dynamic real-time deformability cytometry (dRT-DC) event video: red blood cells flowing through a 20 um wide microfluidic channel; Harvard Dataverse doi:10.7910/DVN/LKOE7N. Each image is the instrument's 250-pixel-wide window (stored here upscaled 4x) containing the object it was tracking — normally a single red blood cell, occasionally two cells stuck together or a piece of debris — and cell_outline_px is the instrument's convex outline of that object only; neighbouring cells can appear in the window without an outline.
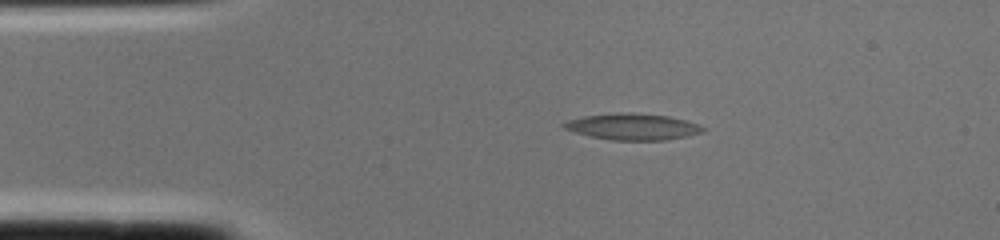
{"species": "common noctule bat (a hibernating species)", "species_latin": "Nyctalus noctula", "temperature_condition": "cold", "stored_images_in_passage": 1, "camera_frame_rate_fps": 3000, "um_per_image_px": 0.085, "animal": {"sex": "female", "body_mass_g": 22.0, "forearm_length_mm": 56.7}, "frame": {"image": 1, "passage_image": 1, "time_ms": 0.0, "image_size_px": [1000, 240], "cell_outline_px": [[708, 128], [704, 132], [688, 136], [668, 140], [612, 140], [592, 136], [576, 132], [564, 128], [560, 124], [568, 120], [584, 116], [620, 112], [628, 112], [668, 116], [684, 120]], "centroid_in_image_um": [53.81, 10.77], "position_along_channel_um": 31.2, "area_um2": 21.27}}